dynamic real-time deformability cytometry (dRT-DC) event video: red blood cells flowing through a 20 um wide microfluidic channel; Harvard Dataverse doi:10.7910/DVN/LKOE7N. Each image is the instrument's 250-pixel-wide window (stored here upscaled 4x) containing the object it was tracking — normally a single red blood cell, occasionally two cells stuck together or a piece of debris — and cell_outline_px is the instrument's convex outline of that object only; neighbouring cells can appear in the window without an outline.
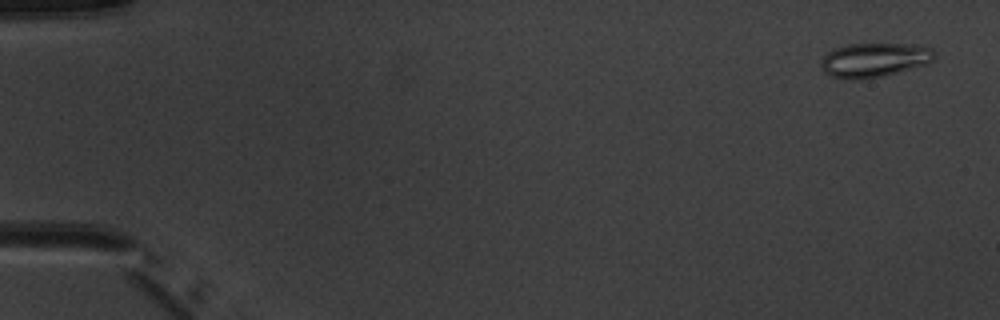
{"species": "common noctule bat (a hibernating species)", "species_latin": "Nyctalus noctula", "temperature_condition": "warm", "stored_images_in_passage": 3, "camera_frame_rate_fps": 3000, "um_per_image_px": 0.085, "animal": {"sex": "male", "body_mass_g": 20.1, "forearm_length_mm": 53.5}, "frame": {"image": 1, "passage_image": 1, "time_ms": 0.0, "image_size_px": [1000, 320], "cell_outline_px": [[936, 56], [928, 64], [884, 76], [856, 80], [828, 76], [824, 72], [820, 64], [824, 56], [832, 48], [848, 44], [912, 44], [932, 48]], "centroid_in_image_um": [74.31, 5.1], "position_along_channel_um": 10.7, "area_um2": 22.83}}